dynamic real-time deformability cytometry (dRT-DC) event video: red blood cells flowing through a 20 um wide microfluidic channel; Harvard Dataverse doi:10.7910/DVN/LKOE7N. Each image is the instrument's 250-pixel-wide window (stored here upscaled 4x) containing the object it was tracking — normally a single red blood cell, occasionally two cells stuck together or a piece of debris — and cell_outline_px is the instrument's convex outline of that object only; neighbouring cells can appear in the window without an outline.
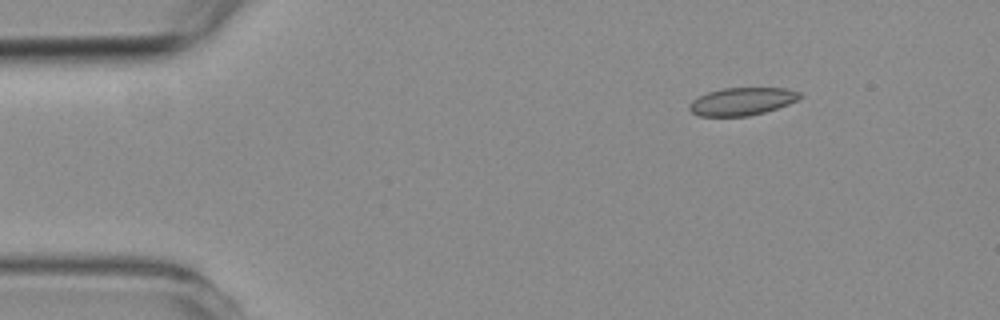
{"species": "common noctule bat (a hibernating species)", "species_latin": "Nyctalus noctula", "temperature_condition": "room temperature", "stored_images_in_passage": 2, "camera_frame_rate_fps": 3000, "um_per_image_px": 0.085, "animal": {"sex": "female", "body_mass_g": 19.3, "forearm_length_mm": 54.1}, "frame": {"image": 1, "passage_image": 2, "time_ms": 2.0, "image_size_px": [1000, 320], "cell_outline_px": [[800, 96], [796, 100], [788, 104], [764, 112], [748, 116], [700, 116], [692, 112], [688, 108], [688, 104], [692, 100], [708, 92], [724, 88], [788, 88], [800, 92]], "centroid_in_image_um": [63.04, 8.62], "position_along_channel_um": 22.0, "area_um2": 17.69}}